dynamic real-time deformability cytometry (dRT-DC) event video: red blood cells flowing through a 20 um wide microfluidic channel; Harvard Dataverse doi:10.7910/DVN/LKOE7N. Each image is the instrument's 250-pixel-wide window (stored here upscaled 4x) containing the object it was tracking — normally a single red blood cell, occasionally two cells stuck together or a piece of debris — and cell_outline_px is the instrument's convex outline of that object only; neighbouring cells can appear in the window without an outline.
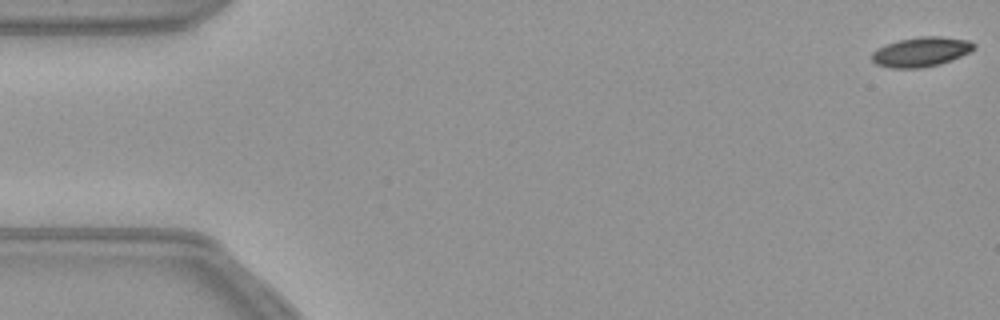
{"species": "common noctule bat (a hibernating species)", "species_latin": "Nyctalus noctula", "temperature_condition": "warm", "stored_images_in_passage": 55, "camera_frame_rate_fps": 3000, "um_per_image_px": 0.085, "animal": {"sex": "female", "body_mass_g": 21.9}, "frame": {"image": 1, "passage_image": 1, "time_ms": 0.0, "image_size_px": [1000, 320], "cell_outline_px": [[976, 48], [952, 60], [940, 64], [920, 68], [892, 68], [876, 64], [872, 60], [872, 52], [888, 44], [900, 40], [920, 36], [940, 36], [968, 40], [976, 44]], "centroid_in_image_um": [78.32, 4.41], "position_along_channel_um": 6.7, "area_um2": 17.46}}
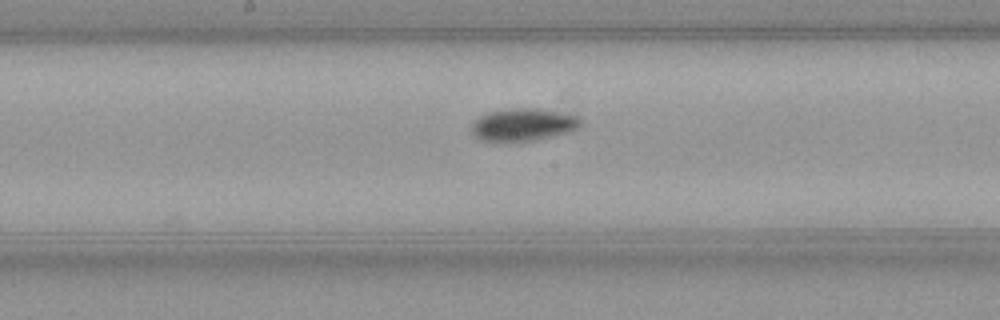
{"frame": {"image": 2, "passage_image": 28, "time_ms": 9.0, "image_size_px": [1000, 320], "cell_outline_px": [[584, 120], [580, 128], [572, 132], [536, 140], [508, 144], [496, 144], [480, 140], [472, 136], [468, 128], [472, 120], [488, 112], [508, 108], [540, 108], [576, 116]], "centroid_in_image_um": [44.39, 10.65], "position_along_channel_um": 203.8, "area_um2": 22.08}}
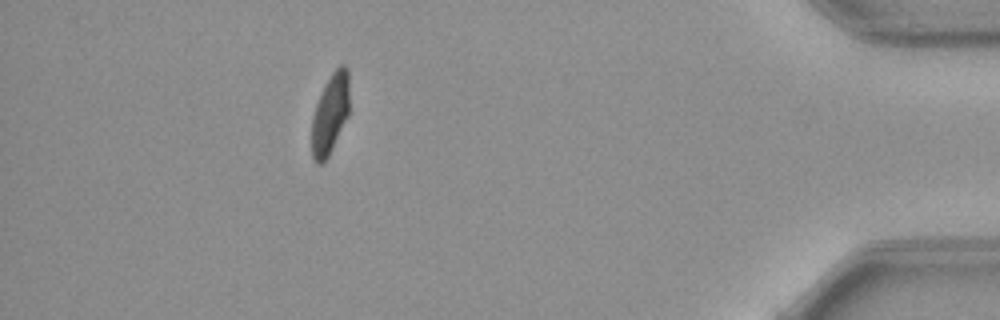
{"frame": {"image": 3, "passage_image": 49, "time_ms": 16.0, "image_size_px": [1000, 320], "cell_outline_px": [[348, 116], [328, 156], [320, 164], [316, 164], [312, 160], [312, 116], [316, 104], [332, 72], [340, 64], [344, 64], [348, 68]], "centroid_in_image_um": [28.05, 9.69], "position_along_channel_um": 407.1, "area_um2": 17.28}}